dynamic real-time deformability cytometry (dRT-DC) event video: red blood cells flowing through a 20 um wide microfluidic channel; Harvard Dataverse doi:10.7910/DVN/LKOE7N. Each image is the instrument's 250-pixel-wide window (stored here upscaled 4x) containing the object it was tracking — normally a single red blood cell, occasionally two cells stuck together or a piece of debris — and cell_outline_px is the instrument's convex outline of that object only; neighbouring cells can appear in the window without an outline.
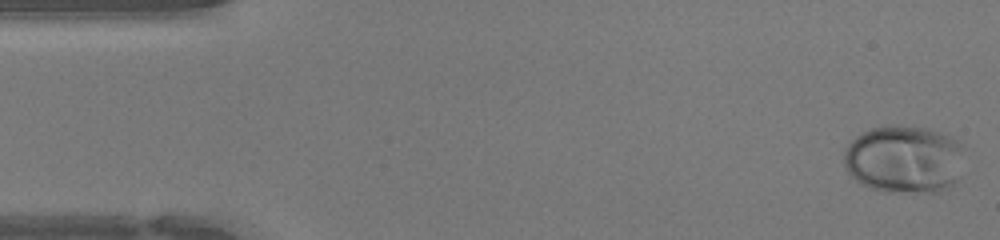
{"species": "human", "species_latin": "Homo sapiens", "temperature_condition": "warm", "stored_images_in_passage": 46, "camera_frame_rate_fps": 3000, "um_per_image_px": 0.085, "donor": {"sex": "female"}, "frame": {"image": 1, "passage_image": 1, "time_ms": 0.0, "image_size_px": [1000, 240], "cell_outline_px": [[960, 144], [956, 180], [952, 184], [936, 192], [884, 192], [860, 184], [848, 172], [844, 164], [844, 148], [860, 132], [872, 128], [888, 124], [928, 128], [952, 136]], "centroid_in_image_um": [76.75, 13.52], "position_along_channel_um": 8.3, "area_um2": 47.28}}
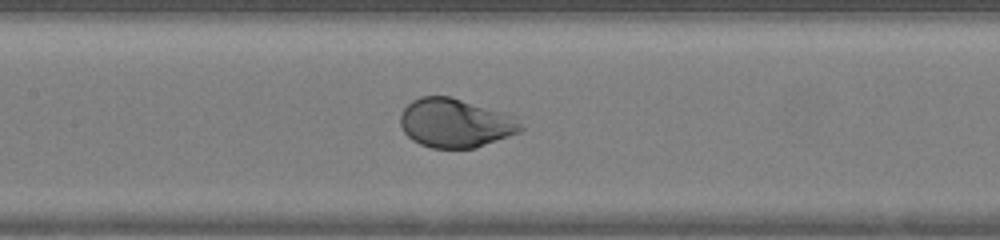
{"frame": {"image": 2, "passage_image": 21, "time_ms": 6.667, "image_size_px": [1000, 240], "cell_outline_px": [[524, 128], [520, 132], [476, 148], [432, 148], [420, 144], [412, 140], [404, 132], [400, 124], [400, 116], [404, 108], [412, 100], [420, 96], [452, 96], [504, 112], [516, 116]], "centroid_in_image_um": [38.72, 10.45], "position_along_channel_um": 168.7, "area_um2": 34.62}}
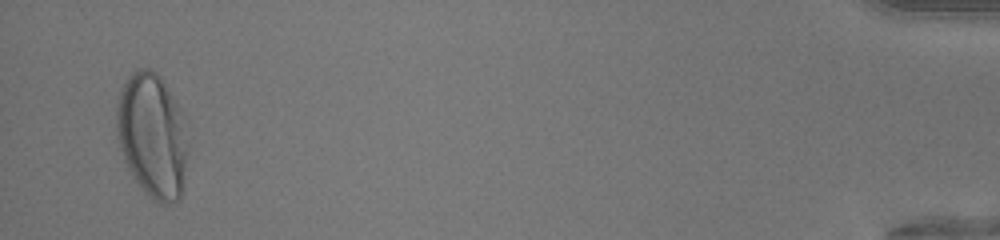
{"frame": {"image": 3, "passage_image": 45, "time_ms": 14.667, "image_size_px": [1000, 240], "cell_outline_px": [[188, 144], [180, 196], [176, 200], [160, 204], [136, 180], [128, 168], [120, 148], [116, 132], [116, 104], [120, 92], [128, 76], [136, 68], [148, 68], [156, 72], [160, 76], [172, 96], [180, 112]], "centroid_in_image_um": [12.9, 11.45], "position_along_channel_um": 422.3, "area_um2": 50.63}, "authors_computed_cell_mechanics": {"area_um2": 37.0209, "velocity_mm_per_s": 4.3082, "shape_relaxation_time_tau1_ms": 2.9087, "shape_relaxation_time_tau2_ms": null, "deformation_change_tau1": 0.1606, "deformation_change_tau2": null}}